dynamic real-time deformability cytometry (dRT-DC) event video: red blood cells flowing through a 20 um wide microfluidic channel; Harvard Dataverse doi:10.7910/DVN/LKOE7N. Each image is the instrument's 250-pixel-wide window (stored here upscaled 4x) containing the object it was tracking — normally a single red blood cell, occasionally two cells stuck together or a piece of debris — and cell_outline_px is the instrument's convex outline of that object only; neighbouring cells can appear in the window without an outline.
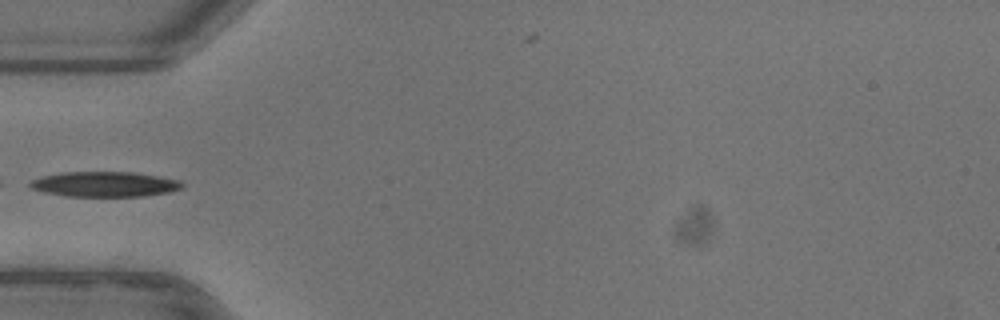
{"species": "common noctule bat (a hibernating species)", "species_latin": "Nyctalus noctula", "temperature_condition": "warm", "stored_images_in_passage": 37, "camera_frame_rate_fps": 3000, "um_per_image_px": 0.085, "animal": {"sex": "female"}, "frame": {"image": 1, "passage_image": 2, "time_ms": 0.333, "image_size_px": [1000, 320], "cell_outline_px": [[184, 188], [168, 192], [144, 196], [64, 196], [44, 192], [32, 188], [28, 184], [32, 180], [44, 176], [64, 172], [136, 172], [180, 180], [184, 184]], "centroid_in_image_um": [8.94, 15.66], "position_along_channel_um": 76.1, "area_um2": 22.25}, "authors_computed_cell_mechanics": {"area_um2": 22.831, "velocity_mm_per_s": 3.9146, "shape_relaxation_time_tau1_ms": 3.3864, "shape_relaxation_time_tau2_ms": null, "deformation_change_tau1": 0.1642, "deformation_change_tau2": null}}